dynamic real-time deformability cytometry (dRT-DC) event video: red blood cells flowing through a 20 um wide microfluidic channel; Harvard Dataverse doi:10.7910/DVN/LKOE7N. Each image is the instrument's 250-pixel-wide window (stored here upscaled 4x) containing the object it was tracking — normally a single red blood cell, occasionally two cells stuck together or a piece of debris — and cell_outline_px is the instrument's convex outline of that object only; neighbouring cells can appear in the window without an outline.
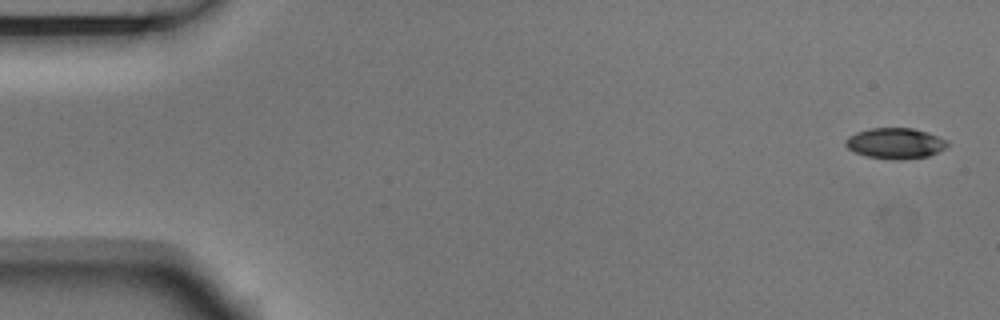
{"species": "Egyptian fruit bat (a non-hibernating species)", "species_latin": "Rousettus aegyptiacus", "temperature_condition": "room temperature", "stored_images_in_passage": 5, "camera_frame_rate_fps": 3000, "um_per_image_px": 0.085, "animal": {"sex": "male"}, "frame": {"image": 1, "passage_image": 1, "time_ms": 0.0, "image_size_px": [1000, 320], "cell_outline_px": [[948, 144], [944, 148], [928, 156], [900, 160], [896, 160], [868, 156], [856, 152], [848, 148], [844, 144], [844, 140], [848, 136], [856, 132], [868, 128], [912, 128], [928, 132], [948, 140]], "centroid_in_image_um": [76.08, 12.17], "position_along_channel_um": 8.9, "area_um2": 18.21}}